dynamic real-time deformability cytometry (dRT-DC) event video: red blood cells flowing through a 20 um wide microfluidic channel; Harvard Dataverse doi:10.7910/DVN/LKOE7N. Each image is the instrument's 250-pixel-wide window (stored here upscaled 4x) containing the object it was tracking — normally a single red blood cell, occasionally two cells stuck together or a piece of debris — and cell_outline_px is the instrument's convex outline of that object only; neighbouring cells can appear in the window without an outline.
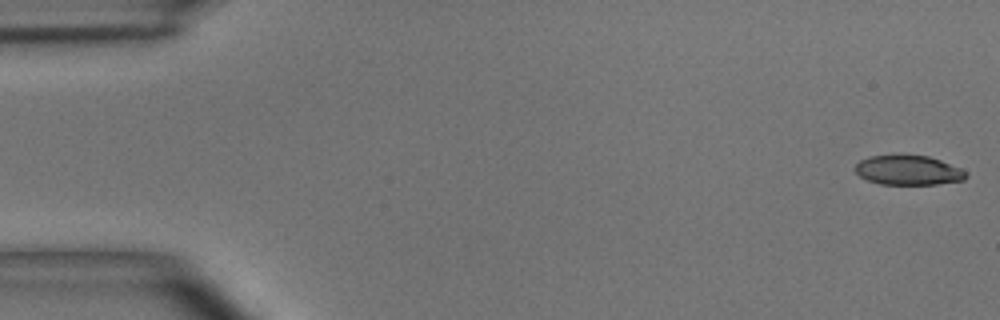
{"species": "common noctule bat (a hibernating species)", "species_latin": "Nyctalus noctula", "temperature_condition": "room temperature", "stored_images_in_passage": 49, "camera_frame_rate_fps": 3000, "um_per_image_px": 0.085, "animal": {"sex": "male", "body_mass_g": 15.6}, "frame": {"image": 1, "passage_image": 1, "time_ms": 0.0, "image_size_px": [1000, 320], "cell_outline_px": [[968, 176], [964, 180], [936, 184], [880, 184], [868, 180], [860, 176], [856, 172], [856, 164], [860, 160], [868, 156], [928, 156], [940, 160], [960, 168], [968, 172]], "centroid_in_image_um": [77.23, 14.48], "position_along_channel_um": 7.8, "area_um2": 18.84}}
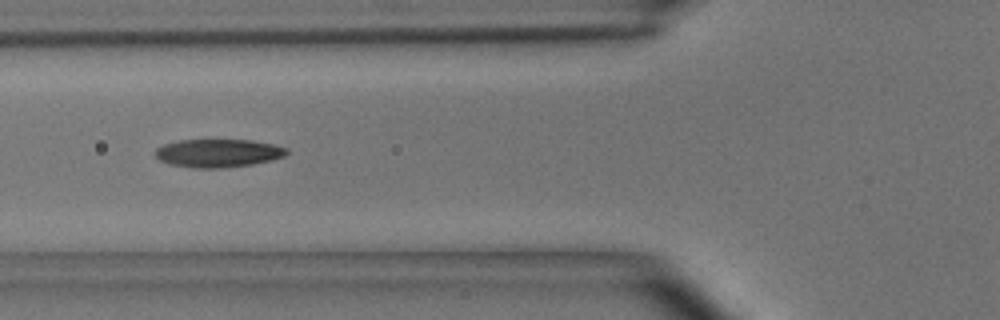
{"frame": {"image": 2, "passage_image": 18, "time_ms": 5.667, "image_size_px": [1000, 320], "cell_outline_px": [[288, 152], [284, 156], [272, 160], [252, 164], [220, 168], [192, 168], [168, 164], [160, 160], [156, 156], [156, 148], [164, 144], [180, 140], [252, 140], [276, 144], [288, 148]], "centroid_in_image_um": [18.56, 13.01], "position_along_channel_um": 107.2, "area_um2": 21.68}}
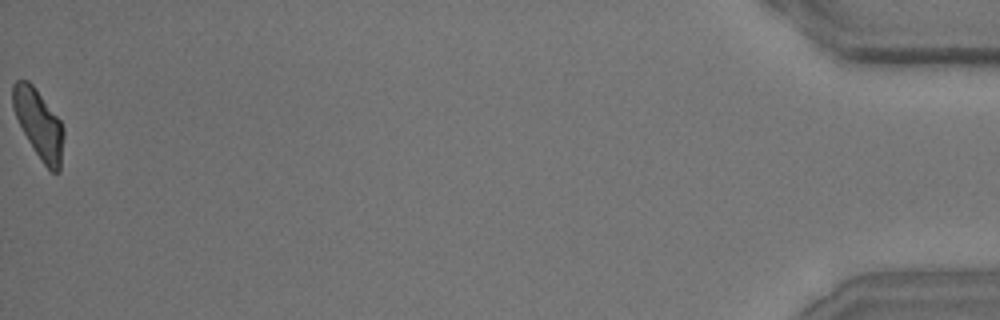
{"frame": {"image": 3, "passage_image": 49, "time_ms": 16.0, "image_size_px": [1000, 320], "cell_outline_px": [[64, 136], [60, 172], [52, 172], [40, 160], [28, 140], [16, 116], [12, 104], [12, 84], [16, 80], [28, 80], [36, 88], [60, 120], [64, 128]], "centroid_in_image_um": [3.31, 10.53], "position_along_channel_um": 431.9, "area_um2": 20.29}, "authors_computed_cell_mechanics": {"area_um2": 21.1548, "velocity_mm_per_s": 4.0788, "shape_relaxation_time_tau1_ms": 5.6426, "shape_relaxation_time_tau2_ms": 2.7688, "deformation_change_tau1": 0.1827, "deformation_change_tau2": 0.1091}}